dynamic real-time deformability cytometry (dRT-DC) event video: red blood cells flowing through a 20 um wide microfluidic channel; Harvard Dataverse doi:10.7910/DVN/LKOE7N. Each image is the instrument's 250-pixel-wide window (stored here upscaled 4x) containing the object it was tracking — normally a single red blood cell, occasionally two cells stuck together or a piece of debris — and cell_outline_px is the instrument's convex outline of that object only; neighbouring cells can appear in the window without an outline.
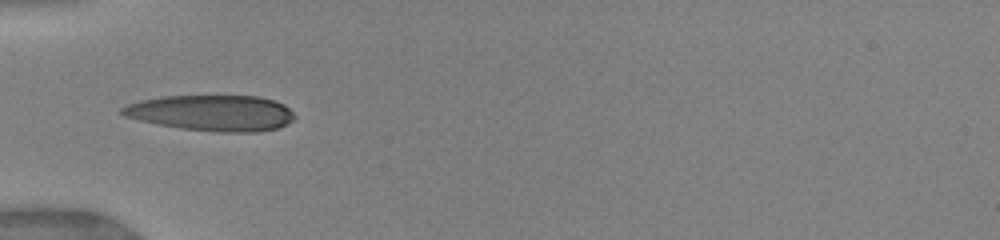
{"species": "human", "species_latin": "Homo sapiens", "temperature_condition": "warm", "stored_images_in_passage": 31, "camera_frame_rate_fps": 3000, "um_per_image_px": 0.085, "donor": {"sex": "female"}, "frame": {"image": 1, "passage_image": 1, "time_ms": 0.0, "image_size_px": [1000, 240], "cell_outline_px": [[296, 116], [288, 124], [280, 128], [256, 132], [220, 132], [180, 128], [140, 120], [124, 116], [120, 112], [120, 108], [128, 104], [140, 100], [160, 96], [260, 96], [276, 100], [284, 104]], "centroid_in_image_um": [18.04, 9.59], "position_along_channel_um": 67.0, "area_um2": 36.18}}
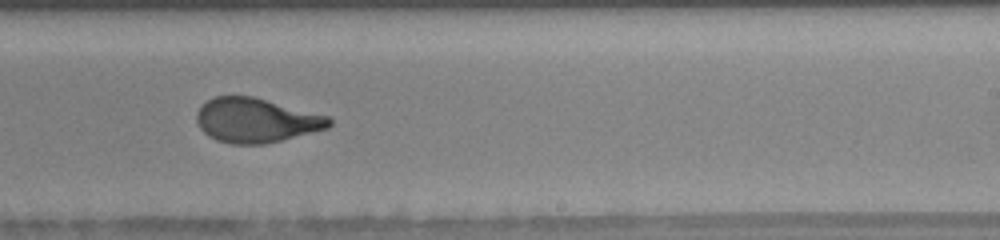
{"frame": {"image": 2, "passage_image": 17, "time_ms": 5.0, "image_size_px": [1000, 240], "cell_outline_px": [[332, 124], [328, 128], [264, 144], [228, 144], [216, 140], [208, 136], [200, 128], [196, 120], [196, 112], [208, 100], [216, 96], [252, 96], [328, 116], [332, 120]], "centroid_in_image_um": [21.74, 10.23], "position_along_channel_um": 267.3, "area_um2": 34.04}, "authors_computed_cell_mechanics": {"area_um2": 35.3736, "velocity_mm_per_s": 4.0404, "shape_relaxation_time_tau1_ms": 6.108, "shape_relaxation_time_tau2_ms": 0.8543, "deformation_change_tau1": 0.2481, "deformation_change_tau2": 0.0762}}